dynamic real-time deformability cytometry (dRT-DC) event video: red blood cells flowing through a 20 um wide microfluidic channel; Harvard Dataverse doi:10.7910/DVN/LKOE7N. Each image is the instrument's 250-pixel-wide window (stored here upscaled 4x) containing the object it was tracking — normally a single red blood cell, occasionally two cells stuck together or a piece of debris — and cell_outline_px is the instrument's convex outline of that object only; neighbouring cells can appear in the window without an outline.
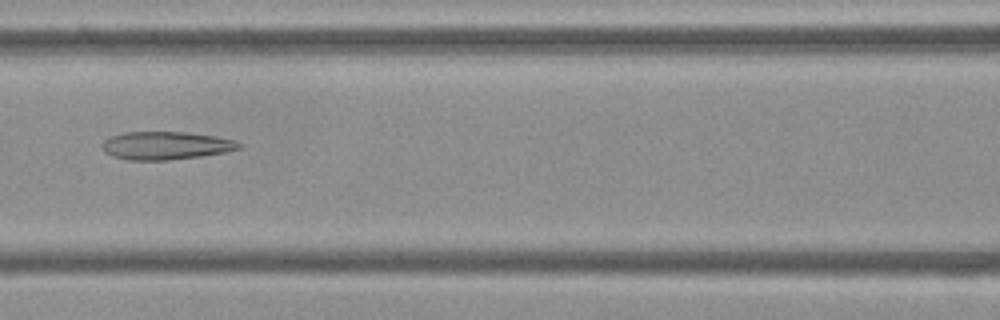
{"species": "Egyptian fruit bat (a non-hibernating species)", "species_latin": "Rousettus aegyptiacus", "temperature_condition": "cold", "stored_images_in_passage": 53, "camera_frame_rate_fps": 3000, "um_per_image_px": 0.085, "frame": {"image": 1, "passage_image": 23, "time_ms": 7.333, "image_size_px": [1000, 320], "cell_outline_px": [[240, 148], [224, 152], [200, 156], [168, 160], [128, 160], [112, 156], [104, 152], [100, 144], [104, 140], [112, 136], [124, 132], [184, 132], [216, 136], [236, 140], [240, 144]], "centroid_in_image_um": [14.06, 12.37], "position_along_channel_um": 152.5, "area_um2": 22.31}}
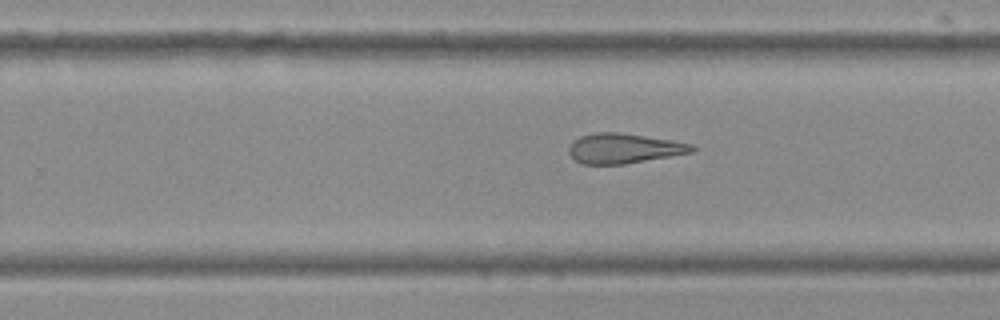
{"frame": {"image": 2, "passage_image": 33, "time_ms": 10.667, "image_size_px": [1000, 320], "cell_outline_px": [[696, 148], [692, 152], [624, 164], [584, 164], [576, 160], [568, 152], [568, 148], [580, 136], [596, 132], [620, 132], [672, 140], [692, 144]], "centroid_in_image_um": [53.03, 12.6], "position_along_channel_um": 276.8, "area_um2": 21.21}}
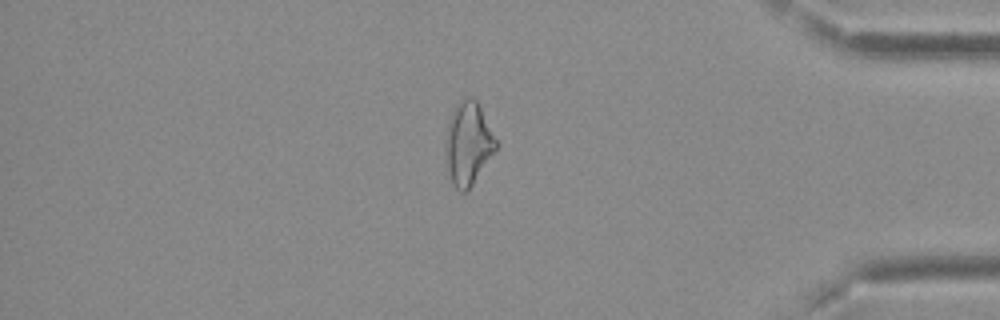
{"frame": {"image": 3, "passage_image": 45, "time_ms": 14.667, "image_size_px": [1000, 320], "cell_outline_px": [[496, 148], [468, 192], [460, 192], [452, 184], [448, 172], [444, 156], [444, 144], [448, 120], [456, 104], [460, 100], [468, 96], [472, 96], [476, 100], [496, 140]], "centroid_in_image_um": [39.73, 12.22], "position_along_channel_um": 395.5, "area_um2": 24.39}, "authors_computed_cell_mechanics": {"area_um2": 24.6228, "velocity_mm_per_s": 3.7414, "shape_relaxation_time_tau1_ms": null, "shape_relaxation_time_tau2_ms": 4.9528, "deformation_change_tau1": null, "deformation_change_tau2": 0.1646}}